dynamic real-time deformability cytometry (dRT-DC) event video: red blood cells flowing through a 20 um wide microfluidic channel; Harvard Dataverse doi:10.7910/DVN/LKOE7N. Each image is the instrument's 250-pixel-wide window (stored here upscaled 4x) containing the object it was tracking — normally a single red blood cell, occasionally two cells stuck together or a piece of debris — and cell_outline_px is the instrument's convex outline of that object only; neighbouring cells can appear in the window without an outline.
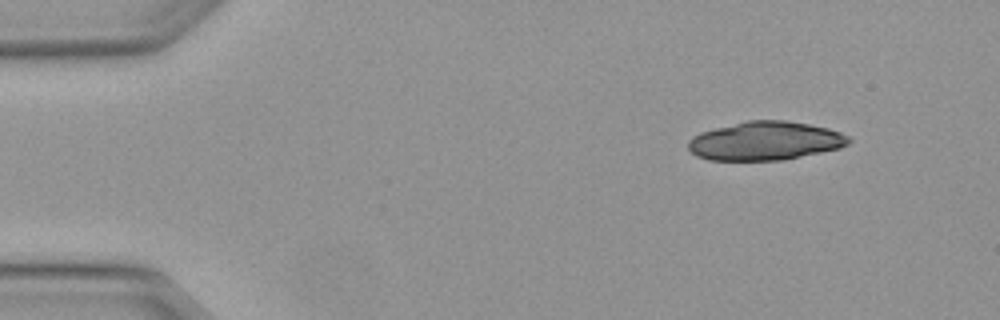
{"species": "Egyptian fruit bat (a non-hibernating species)", "species_latin": "Rousettus aegyptiacus", "temperature_condition": "warm", "stored_images_in_passage": 7, "camera_frame_rate_fps": 3000, "um_per_image_px": 0.085, "animal": {"sex": "female"}, "frame": {"image": 1, "passage_image": 1, "time_ms": 0.0, "image_size_px": [1000, 320], "cell_outline_px": [[852, 140], [848, 144], [840, 148], [784, 160], [708, 160], [696, 156], [688, 148], [688, 140], [692, 136], [700, 132], [748, 120], [784, 120], [808, 124], [828, 128], [840, 132], [848, 136]], "centroid_in_image_um": [65.04, 11.98], "position_along_channel_um": 20.0, "area_um2": 36.18}}